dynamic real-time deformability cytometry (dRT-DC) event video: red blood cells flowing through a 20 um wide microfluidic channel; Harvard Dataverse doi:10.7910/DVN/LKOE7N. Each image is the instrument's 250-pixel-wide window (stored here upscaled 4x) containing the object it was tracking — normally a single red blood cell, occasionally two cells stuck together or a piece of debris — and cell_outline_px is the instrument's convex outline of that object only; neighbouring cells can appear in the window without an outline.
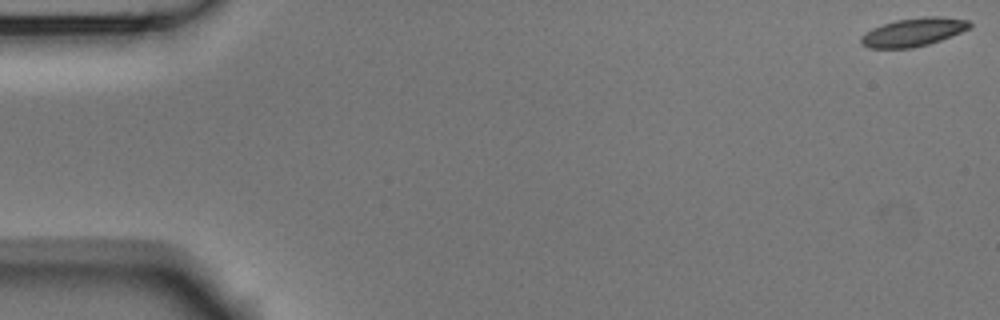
{"species": "Egyptian fruit bat (a non-hibernating species)", "species_latin": "Rousettus aegyptiacus", "temperature_condition": "room temperature", "stored_images_in_passage": 6, "camera_frame_rate_fps": 3000, "um_per_image_px": 0.085, "animal": {"sex": "male"}, "frame": {"image": 1, "passage_image": 1, "time_ms": 0.0, "image_size_px": [1000, 320], "cell_outline_px": [[972, 28], [940, 40], [928, 44], [912, 48], [868, 48], [860, 44], [860, 36], [864, 32], [872, 28], [896, 20], [924, 16], [940, 16], [968, 20], [972, 24]], "centroid_in_image_um": [77.63, 2.73], "position_along_channel_um": 7.4, "area_um2": 18.09}}